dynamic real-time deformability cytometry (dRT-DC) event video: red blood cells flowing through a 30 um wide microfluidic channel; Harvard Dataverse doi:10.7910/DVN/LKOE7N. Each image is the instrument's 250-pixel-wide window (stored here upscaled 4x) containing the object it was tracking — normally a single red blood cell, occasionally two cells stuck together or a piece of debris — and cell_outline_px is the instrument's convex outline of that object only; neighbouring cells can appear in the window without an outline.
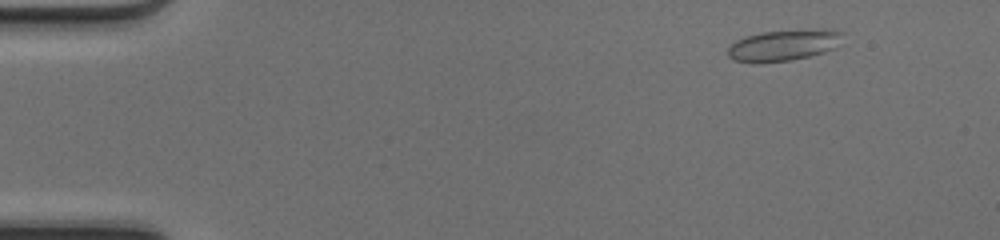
{"species": "common noctule bat (a hibernating species)", "species_latin": "Nyctalus noctula", "temperature_condition": "cold", "stored_images_in_passage": 8, "camera_frame_rate_fps": 3000, "um_per_image_px": 0.085, "animal": {"sex": "female", "body_mass_g": 17.0, "forearm_length_mm": 48.0}, "frame": {"image": 1, "passage_image": 5, "time_ms": 1.333, "image_size_px": [1000, 240], "cell_outline_px": [[844, 32], [832, 48], [824, 52], [792, 60], [760, 64], [732, 60], [728, 56], [728, 48], [736, 40], [744, 36], [760, 32], [824, 28], [832, 28]], "centroid_in_image_um": [66.56, 3.84], "position_along_channel_um": 18.4, "area_um2": 21.1}}